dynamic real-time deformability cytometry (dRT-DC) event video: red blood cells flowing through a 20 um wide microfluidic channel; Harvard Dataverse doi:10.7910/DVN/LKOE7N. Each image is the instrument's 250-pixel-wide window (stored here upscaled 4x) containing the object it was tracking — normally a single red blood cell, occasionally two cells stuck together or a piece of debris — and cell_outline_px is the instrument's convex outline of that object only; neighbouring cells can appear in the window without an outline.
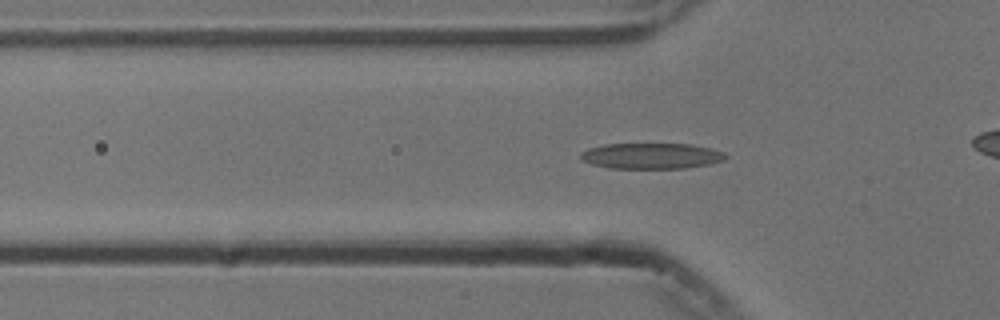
{"species": "common noctule bat (a hibernating species)", "species_latin": "Nyctalus noctula", "temperature_condition": "cold", "stored_images_in_passage": 55, "camera_frame_rate_fps": 3000, "um_per_image_px": 0.085, "animal": {"sex": "male", "body_mass_g": 13.3}, "frame": {"image": 1, "passage_image": 17, "time_ms": 5.333, "image_size_px": [1000, 320], "cell_outline_px": [[728, 156], [724, 160], [708, 164], [684, 168], [608, 168], [592, 164], [580, 160], [580, 152], [588, 148], [604, 144], [692, 144], [712, 148], [724, 152]], "centroid_in_image_um": [55.35, 13.25], "position_along_channel_um": 70.5, "area_um2": 21.91}}
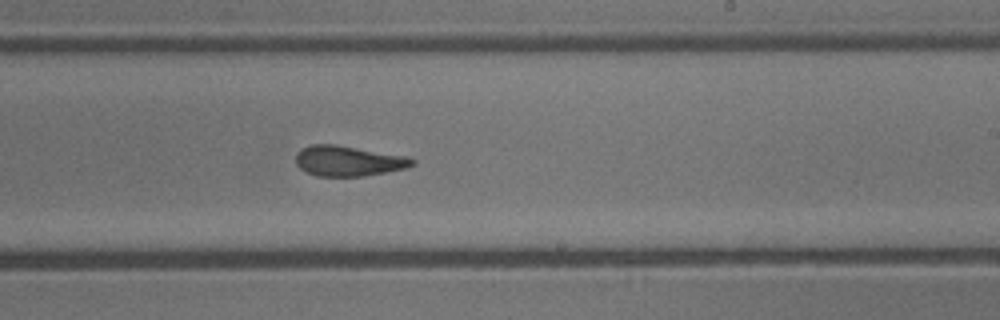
{"frame": {"image": 2, "passage_image": 32, "time_ms": 10.333, "image_size_px": [1000, 320], "cell_outline_px": [[416, 164], [408, 168], [364, 176], [316, 176], [304, 172], [296, 164], [296, 156], [300, 148], [312, 144], [336, 144], [408, 156], [416, 160]], "centroid_in_image_um": [29.63, 13.68], "position_along_channel_um": 259.4, "area_um2": 20.92}}
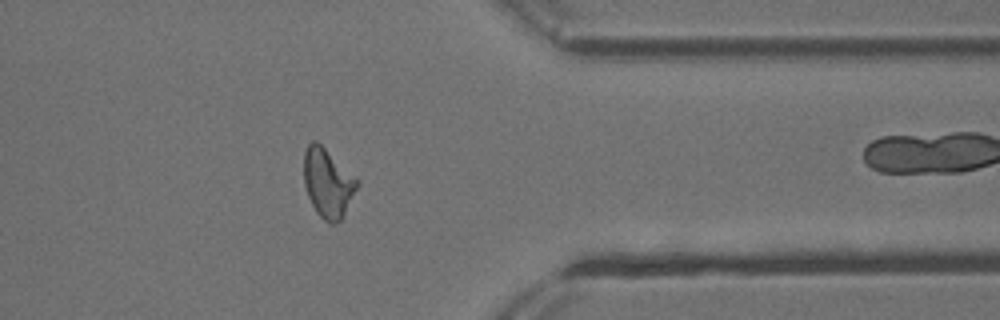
{"frame": {"image": 3, "passage_image": 43, "time_ms": 14.0, "image_size_px": [1000, 320], "cell_outline_px": [[360, 184], [344, 216], [340, 220], [332, 224], [324, 220], [316, 212], [308, 196], [304, 184], [304, 152], [308, 144], [312, 140], [316, 140], [356, 176], [360, 180]], "centroid_in_image_um": [27.89, 15.55], "position_along_channel_um": 383.5, "area_um2": 21.62}, "authors_computed_cell_mechanics": {"area_um2": 20.8658, "velocity_mm_per_s": 3.7614, "shape_relaxation_time_tau1_ms": 4.4372, "shape_relaxation_time_tau2_ms": 1.8446, "deformation_change_tau1": 0.1631, "deformation_change_tau2": 0.1073}}